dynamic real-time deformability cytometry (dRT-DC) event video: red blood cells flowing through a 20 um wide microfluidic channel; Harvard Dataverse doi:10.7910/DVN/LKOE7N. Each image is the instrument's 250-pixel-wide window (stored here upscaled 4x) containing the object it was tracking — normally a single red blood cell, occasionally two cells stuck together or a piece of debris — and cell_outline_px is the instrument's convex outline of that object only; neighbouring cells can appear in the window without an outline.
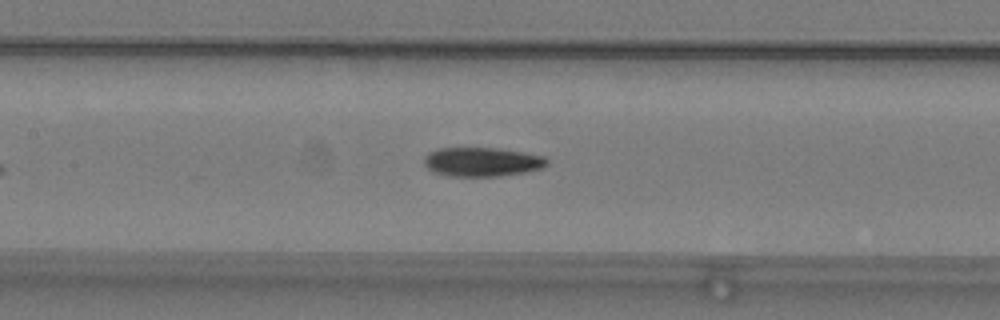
{"species": "common noctule bat (a hibernating species)", "species_latin": "Nyctalus noctula", "temperature_condition": "warm", "stored_images_in_passage": 34, "camera_frame_rate_fps": 3000, "um_per_image_px": 0.085, "animal": {"sex": "male", "body_mass_g": 19.2, "forearm_length_mm": 51.8}, "frame": {"image": 1, "passage_image": 8, "time_ms": 2.333, "image_size_px": [1000, 320], "cell_outline_px": [[548, 164], [544, 168], [524, 172], [500, 176], [448, 176], [436, 172], [428, 168], [424, 164], [424, 156], [428, 152], [436, 148], [500, 148], [524, 152], [544, 156], [548, 160]], "centroid_in_image_um": [40.99, 13.75], "position_along_channel_um": 166.4, "area_um2": 20.98}}
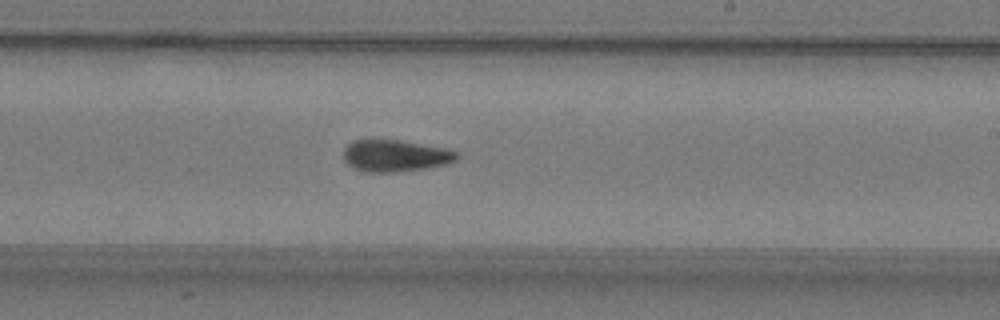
{"frame": {"image": 2, "passage_image": 15, "time_ms": 4.667, "image_size_px": [1000, 320], "cell_outline_px": [[460, 156], [456, 160], [448, 164], [428, 168], [396, 172], [368, 172], [352, 168], [344, 160], [344, 148], [352, 140], [372, 136], [400, 140], [444, 148], [456, 152]], "centroid_in_image_um": [33.54, 13.2], "position_along_channel_um": 255.5, "area_um2": 21.73}}
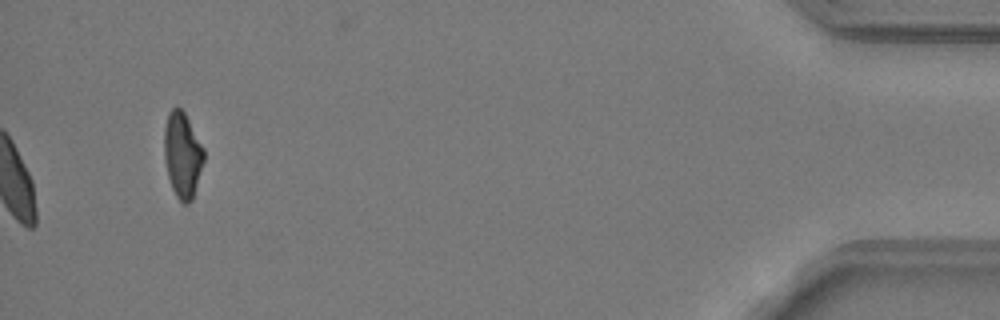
{"frame": {"image": 3, "passage_image": 34, "time_ms": 11.0, "image_size_px": [1000, 320], "cell_outline_px": [[204, 160], [192, 200], [188, 204], [184, 204], [176, 196], [172, 188], [168, 176], [164, 160], [164, 128], [168, 112], [176, 104], [184, 112], [204, 148]], "centroid_in_image_um": [15.49, 13.14], "position_along_channel_um": 419.7, "area_um2": 19.83}}